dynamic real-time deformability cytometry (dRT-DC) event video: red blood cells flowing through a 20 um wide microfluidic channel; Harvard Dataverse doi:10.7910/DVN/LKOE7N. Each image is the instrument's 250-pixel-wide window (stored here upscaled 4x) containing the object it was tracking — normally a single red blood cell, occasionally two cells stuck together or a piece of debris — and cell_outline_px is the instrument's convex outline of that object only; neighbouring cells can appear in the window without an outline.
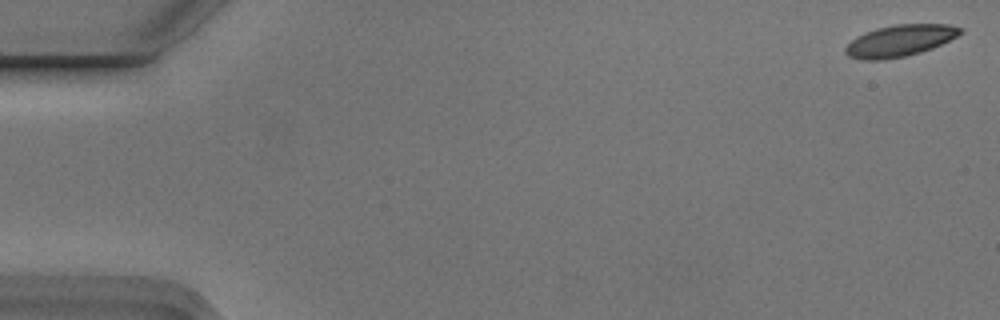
{"species": "Egyptian fruit bat (a non-hibernating species)", "species_latin": "Rousettus aegyptiacus", "temperature_condition": "cold", "stored_images_in_passage": 8, "camera_frame_rate_fps": 3000, "um_per_image_px": 0.085, "animal": {"sex": "male"}, "frame": {"image": 1, "passage_image": 1, "time_ms": 0.0, "image_size_px": [1000, 320], "cell_outline_px": [[964, 32], [932, 48], [920, 52], [904, 56], [880, 60], [860, 60], [848, 56], [844, 52], [844, 48], [856, 36], [864, 32], [876, 28], [896, 24], [948, 24], [964, 28]], "centroid_in_image_um": [76.46, 3.45], "position_along_channel_um": 8.5, "area_um2": 21.15}}
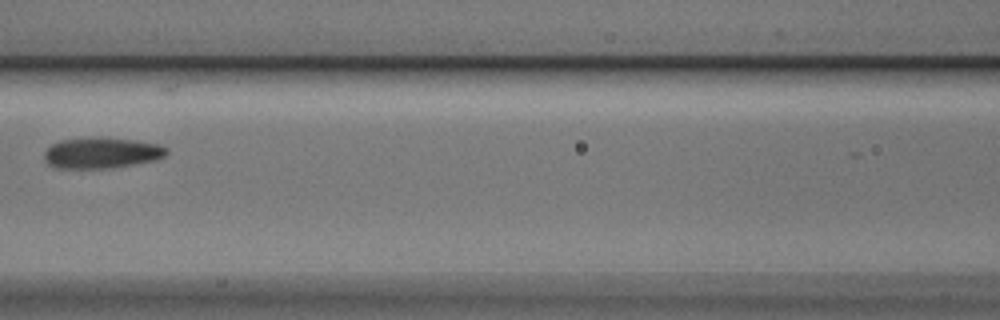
{"frame": {"image": 2, "passage_image": 7, "time_ms": 2.0, "image_size_px": [1000, 320], "cell_outline_px": [[168, 152], [164, 156], [156, 160], [112, 168], [56, 168], [48, 164], [44, 160], [44, 152], [52, 144], [60, 140], [132, 140], [160, 144], [168, 148]], "centroid_in_image_um": [8.65, 13.05], "position_along_channel_um": 157.9, "area_um2": 21.21}}
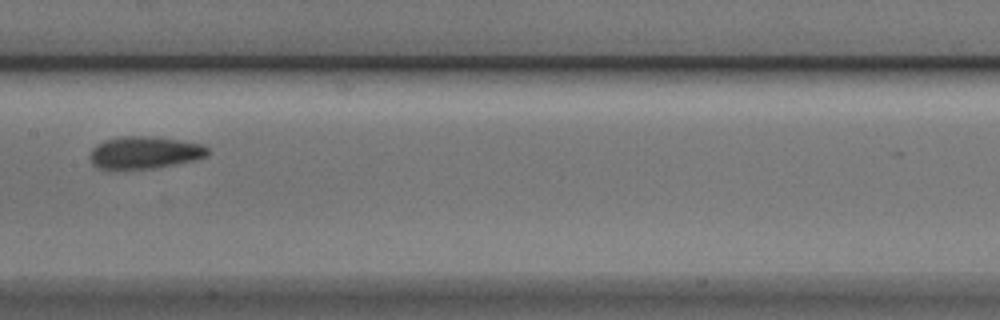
{"frame": {"image": 3, "passage_image": 8, "time_ms": 2.333, "image_size_px": [1000, 320], "cell_outline_px": [[208, 156], [196, 160], [156, 168], [96, 168], [92, 164], [88, 156], [92, 148], [96, 144], [104, 140], [124, 136], [152, 136], [204, 144], [208, 148]], "centroid_in_image_um": [12.29, 12.96], "position_along_channel_um": 195.1, "area_um2": 22.25}}